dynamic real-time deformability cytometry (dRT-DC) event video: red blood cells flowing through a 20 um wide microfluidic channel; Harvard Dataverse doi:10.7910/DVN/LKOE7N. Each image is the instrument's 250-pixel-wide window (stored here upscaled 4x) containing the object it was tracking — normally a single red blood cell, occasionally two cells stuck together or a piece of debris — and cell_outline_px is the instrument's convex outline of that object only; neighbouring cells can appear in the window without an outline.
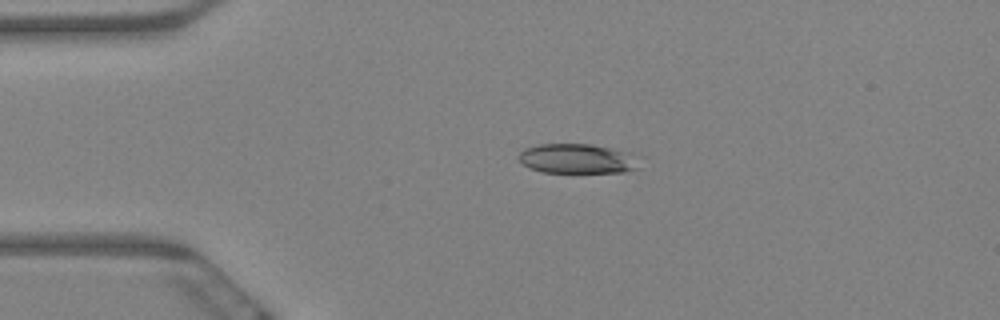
{"species": "Egyptian fruit bat (a non-hibernating species)", "species_latin": "Rousettus aegyptiacus", "temperature_condition": "warm", "stored_images_in_passage": 51, "camera_frame_rate_fps": 3000, "um_per_image_px": 0.085, "animal": {"sex": "female"}, "frame": {"image": 1, "passage_image": 1, "time_ms": 0.0, "image_size_px": [1000, 320], "cell_outline_px": [[640, 168], [624, 172], [540, 172], [528, 168], [520, 160], [520, 152], [524, 148], [540, 144], [592, 144], [624, 152]], "centroid_in_image_um": [48.94, 13.5], "position_along_channel_um": 36.1, "area_um2": 20.23}}
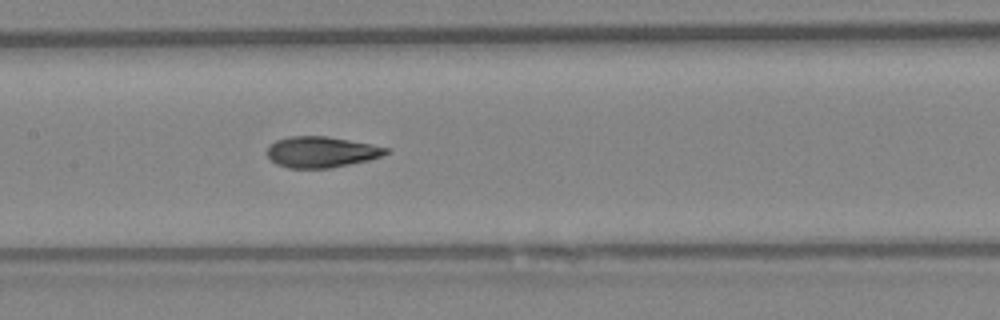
{"frame": {"image": 2, "passage_image": 18, "time_ms": 5.667, "image_size_px": [1000, 320], "cell_outline_px": [[392, 148], [388, 152], [380, 156], [368, 160], [328, 168], [288, 168], [276, 164], [268, 156], [268, 144], [276, 140], [288, 136], [328, 136]], "centroid_in_image_um": [27.29, 12.91], "position_along_channel_um": 180.1, "area_um2": 21.39}}
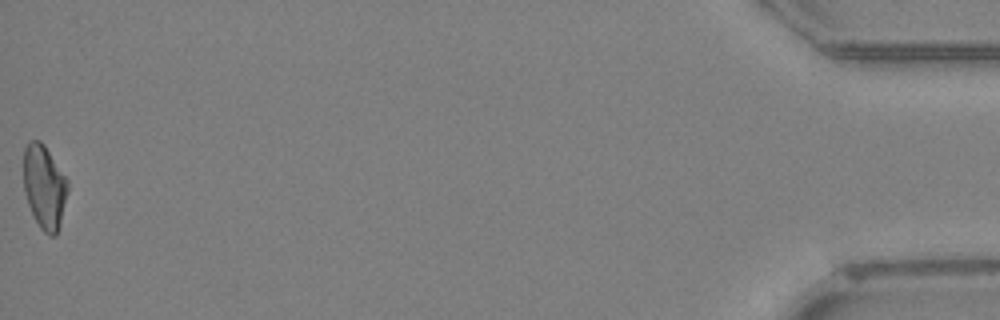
{"frame": {"image": 3, "passage_image": 51, "time_ms": 16.667, "image_size_px": [1000, 320], "cell_outline_px": [[68, 192], [60, 224], [56, 236], [48, 236], [40, 228], [28, 204], [24, 192], [24, 148], [28, 140], [40, 140], [44, 144], [68, 180]], "centroid_in_image_um": [3.77, 15.88], "position_along_channel_um": 431.4, "area_um2": 21.68}, "authors_computed_cell_mechanics": {"area_um2": 21.6172, "velocity_mm_per_s": 3.2051, "shape_relaxation_time_tau1_ms": 7.3306, "shape_relaxation_time_tau2_ms": 2.0017, "deformation_change_tau1": 0.19, "deformation_change_tau2": 0.0739}}